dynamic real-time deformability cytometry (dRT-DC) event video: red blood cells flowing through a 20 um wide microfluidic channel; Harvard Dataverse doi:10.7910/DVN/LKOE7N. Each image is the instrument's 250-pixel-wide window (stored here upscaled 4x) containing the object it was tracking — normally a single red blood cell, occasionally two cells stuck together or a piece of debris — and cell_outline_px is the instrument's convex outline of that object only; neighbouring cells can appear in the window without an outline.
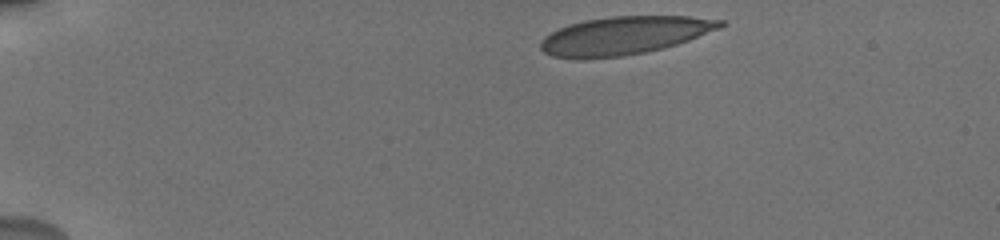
{"species": "human", "species_latin": "Homo sapiens", "temperature_condition": "cold", "stored_images_in_passage": 20, "camera_frame_rate_fps": 3000, "um_per_image_px": 0.085, "donor": {"sex": "male"}, "frame": {"image": 1, "passage_image": 1, "time_ms": 0.0, "image_size_px": [1000, 240], "cell_outline_px": [[728, 24], [720, 28], [688, 40], [676, 44], [644, 52], [624, 56], [580, 60], [552, 56], [544, 52], [540, 48], [540, 40], [544, 36], [568, 24], [584, 20], [612, 16], [688, 16], [724, 20]], "centroid_in_image_um": [53.03, 3.02], "position_along_channel_um": 32.0, "area_um2": 40.06}}
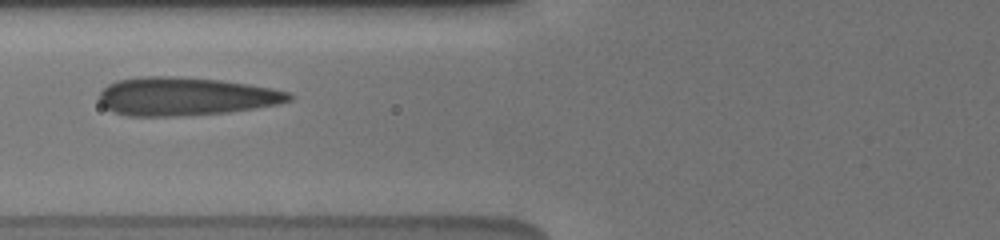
{"frame": {"image": 2, "passage_image": 11, "time_ms": 4.333, "image_size_px": [1000, 240], "cell_outline_px": [[296, 96], [292, 100], [276, 104], [252, 108], [224, 112], [176, 116], [128, 116], [112, 112], [100, 104], [100, 92], [108, 84], [116, 80], [140, 76], [172, 76], [220, 80], [248, 84], [272, 88], [292, 92]], "centroid_in_image_um": [15.75, 8.18], "position_along_channel_um": 110.0, "area_um2": 42.37}}
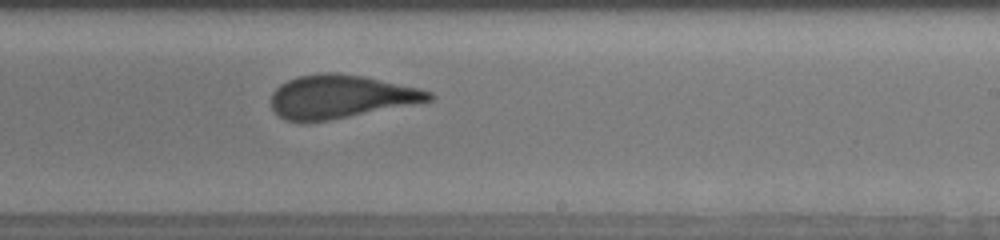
{"frame": {"image": 3, "passage_image": 20, "time_ms": 8.333, "image_size_px": [1000, 240], "cell_outline_px": [[436, 96], [432, 100], [328, 120], [304, 124], [284, 120], [272, 108], [272, 92], [280, 84], [288, 80], [300, 76], [320, 72], [336, 72], [364, 76], [420, 88], [432, 92]], "centroid_in_image_um": [28.92, 8.21], "position_along_channel_um": 260.1, "area_um2": 39.88}}